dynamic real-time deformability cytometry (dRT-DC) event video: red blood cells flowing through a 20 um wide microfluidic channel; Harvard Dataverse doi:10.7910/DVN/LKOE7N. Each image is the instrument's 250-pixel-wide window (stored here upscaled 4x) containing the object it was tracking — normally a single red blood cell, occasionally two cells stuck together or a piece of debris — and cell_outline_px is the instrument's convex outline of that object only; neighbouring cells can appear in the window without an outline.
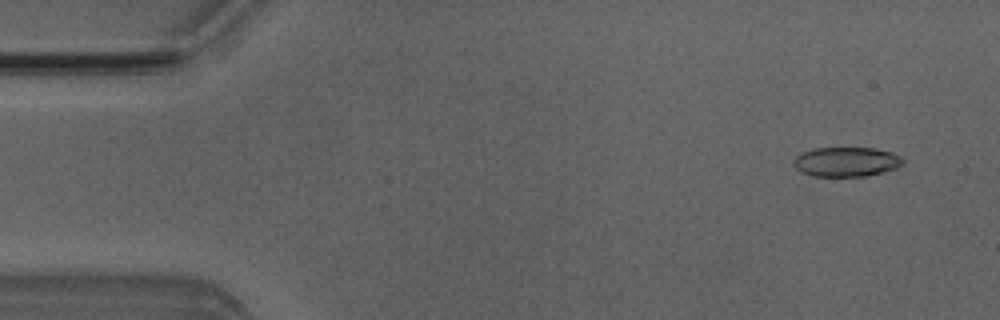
{"species": "Egyptian fruit bat (a non-hibernating species)", "species_latin": "Rousettus aegyptiacus", "temperature_condition": "room temperature", "stored_images_in_passage": 5, "camera_frame_rate_fps": 3000, "um_per_image_px": 0.085, "animal": {"sex": "male"}, "frame": {"image": 1, "passage_image": 2, "time_ms": 1.0, "image_size_px": [1000, 320], "cell_outline_px": [[904, 164], [896, 168], [864, 176], [812, 176], [800, 172], [792, 164], [796, 156], [800, 152], [816, 148], [872, 148], [892, 152], [900, 156], [904, 160]], "centroid_in_image_um": [71.91, 13.75], "position_along_channel_um": 13.1, "area_um2": 18.84}}